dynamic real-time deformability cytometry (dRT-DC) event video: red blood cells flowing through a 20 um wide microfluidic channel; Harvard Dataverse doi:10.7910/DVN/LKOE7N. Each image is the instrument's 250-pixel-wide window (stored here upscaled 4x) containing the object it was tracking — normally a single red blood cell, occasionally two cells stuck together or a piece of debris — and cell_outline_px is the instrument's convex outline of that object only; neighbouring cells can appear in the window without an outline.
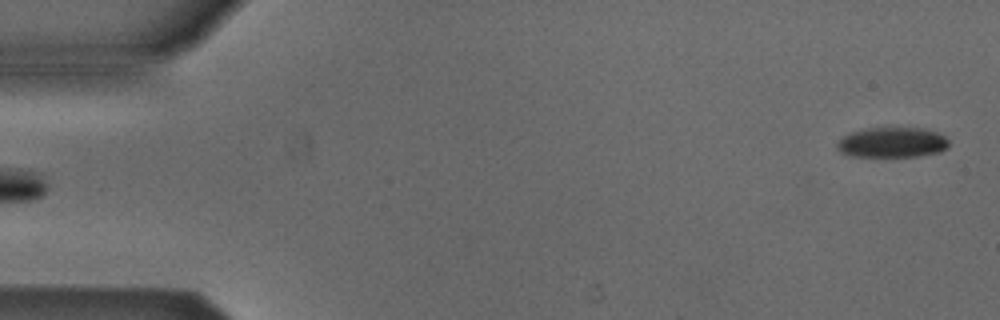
{"species": "Egyptian fruit bat (a non-hibernating species)", "species_latin": "Rousettus aegyptiacus", "temperature_condition": "cold", "stored_images_in_passage": 2, "segment_of_instrument_passage": [2, 2], "camera_frame_rate_fps": 3000, "um_per_image_px": 0.085, "animal": {"sex": "male"}, "frame": {"image": 1, "passage_image": 2, "time_ms": 0.333, "image_size_px": [1000, 320], "cell_outline_px": [[948, 148], [940, 152], [916, 156], [848, 156], [840, 152], [836, 148], [836, 144], [844, 136], [852, 132], [868, 128], [928, 128], [944, 136], [948, 140]], "centroid_in_image_um": [75.84, 12.11], "position_along_channel_um": 9.2, "area_um2": 19.65}}